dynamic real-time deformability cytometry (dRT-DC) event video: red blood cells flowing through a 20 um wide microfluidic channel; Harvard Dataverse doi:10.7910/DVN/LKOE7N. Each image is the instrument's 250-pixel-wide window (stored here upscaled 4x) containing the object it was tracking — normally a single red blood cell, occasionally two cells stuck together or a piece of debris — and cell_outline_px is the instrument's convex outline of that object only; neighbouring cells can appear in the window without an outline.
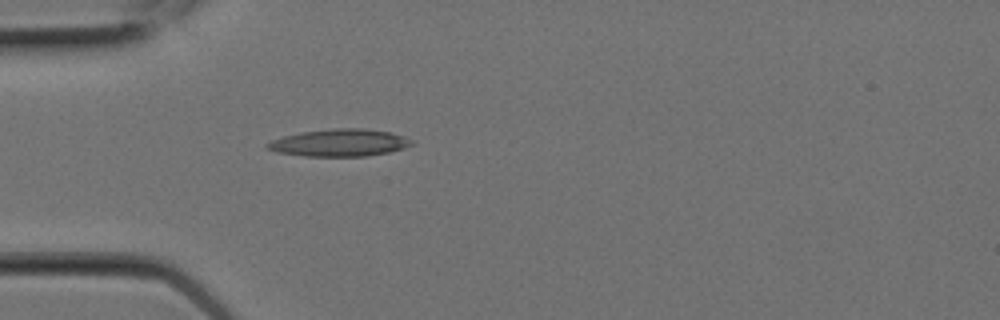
{"species": "Egyptian fruit bat (a non-hibernating species)", "species_latin": "Rousettus aegyptiacus", "temperature_condition": "room temperature", "stored_images_in_passage": 2, "camera_frame_rate_fps": 3000, "um_per_image_px": 0.085, "animal": {"sex": "female"}, "frame": {"image": 1, "passage_image": 2, "time_ms": 0.333, "image_size_px": [1000, 320], "cell_outline_px": [[416, 140], [412, 144], [404, 148], [388, 152], [364, 156], [304, 156], [276, 152], [264, 148], [264, 144], [272, 140], [284, 136], [300, 132], [332, 128], [364, 128], [392, 132]], "centroid_in_image_um": [28.85, 12.12], "position_along_channel_um": 56.1, "area_um2": 23.18}}